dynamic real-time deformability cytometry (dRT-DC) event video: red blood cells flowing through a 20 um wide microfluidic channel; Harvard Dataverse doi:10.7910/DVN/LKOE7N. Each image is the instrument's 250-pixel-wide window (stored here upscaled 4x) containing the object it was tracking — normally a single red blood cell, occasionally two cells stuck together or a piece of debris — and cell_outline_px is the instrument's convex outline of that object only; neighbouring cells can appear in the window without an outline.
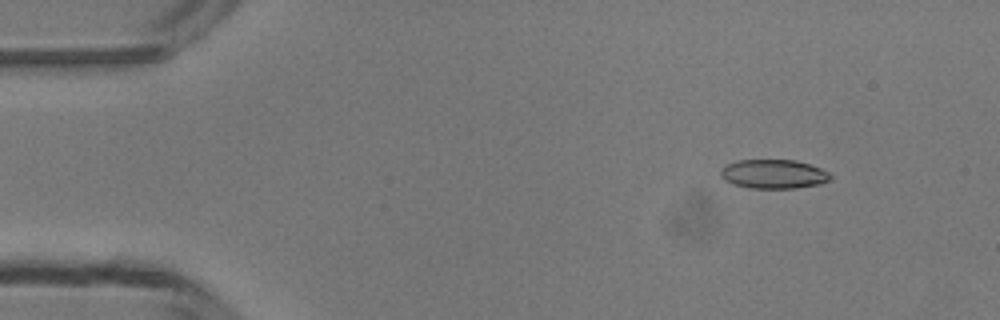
{"species": "common noctule bat (a hibernating species)", "species_latin": "Nyctalus noctula", "temperature_condition": "room temperature", "stored_images_in_passage": 48, "camera_frame_rate_fps": 3000, "um_per_image_px": 0.085, "animal": {"sex": "male", "body_mass_g": 13.3}, "frame": {"image": 1, "passage_image": 5, "time_ms": 1.333, "image_size_px": [1000, 320], "cell_outline_px": [[832, 176], [828, 180], [820, 184], [796, 188], [748, 188], [732, 184], [724, 180], [720, 176], [720, 168], [736, 160], [796, 160], [820, 168], [828, 172]], "centroid_in_image_um": [65.71, 14.79], "position_along_channel_um": 19.3, "area_um2": 18.67}}
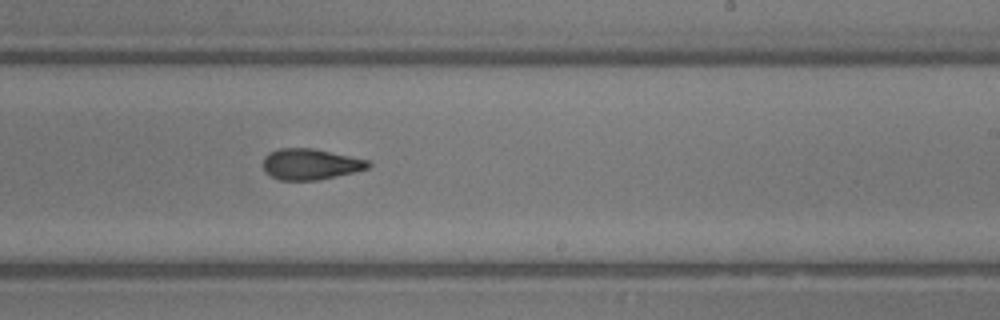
{"frame": {"image": 2, "passage_image": 29, "time_ms": 9.333, "image_size_px": [1000, 320], "cell_outline_px": [[372, 164], [368, 168], [352, 172], [316, 180], [280, 180], [264, 172], [264, 156], [268, 152], [280, 148], [312, 148], [368, 160]], "centroid_in_image_um": [26.35, 13.95], "position_along_channel_um": 262.7, "area_um2": 18.73}}
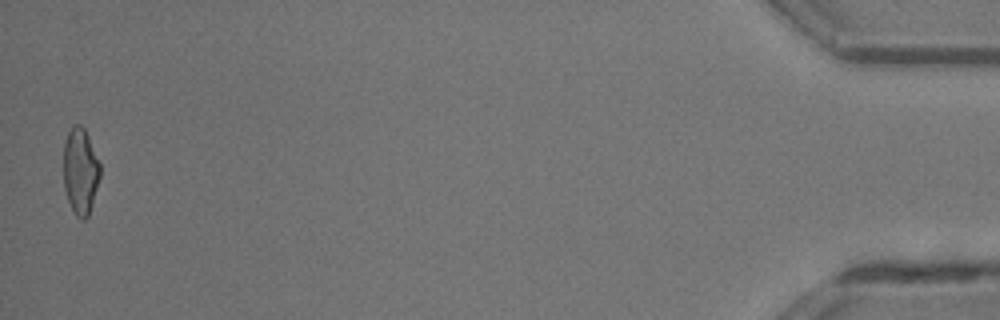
{"frame": {"image": 3, "passage_image": 48, "time_ms": 15.667, "image_size_px": [1000, 320], "cell_outline_px": [[100, 176], [88, 216], [84, 220], [80, 220], [76, 216], [68, 200], [64, 188], [64, 140], [72, 124], [80, 124], [84, 128], [88, 136], [100, 164]], "centroid_in_image_um": [6.82, 14.52], "position_along_channel_um": 428.4, "area_um2": 18.32}, "authors_computed_cell_mechanics": {"area_um2": 19.1896, "velocity_mm_per_s": 4.1775, "shape_relaxation_time_tau1_ms": 5.041, "shape_relaxation_time_tau2_ms": 2.1664, "deformation_change_tau1": 0.1354, "deformation_change_tau2": 0.0985}}